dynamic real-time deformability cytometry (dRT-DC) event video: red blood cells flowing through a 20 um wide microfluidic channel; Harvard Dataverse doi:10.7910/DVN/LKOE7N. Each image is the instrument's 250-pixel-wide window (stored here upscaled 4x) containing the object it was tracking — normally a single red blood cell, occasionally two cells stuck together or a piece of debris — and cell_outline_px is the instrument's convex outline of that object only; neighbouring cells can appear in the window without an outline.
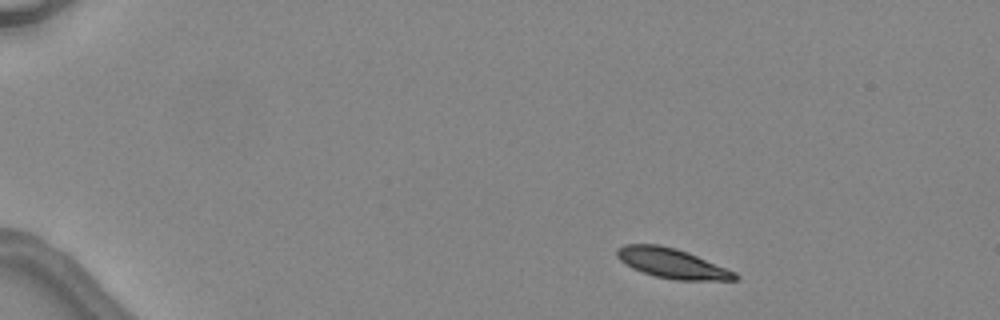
{"species": "common noctule bat (a hibernating species)", "species_latin": "Nyctalus noctula", "temperature_condition": "warm", "stored_images_in_passage": 3, "camera_frame_rate_fps": 3000, "um_per_image_px": 0.085, "animal": {"sex": "female", "body_mass_g": 24.6, "forearm_length_mm": 56.2}, "frame": {"image": 1, "passage_image": 1, "time_ms": 0.0, "image_size_px": [1000, 320], "cell_outline_px": [[740, 276], [736, 280], [676, 280], [656, 276], [632, 268], [620, 260], [616, 256], [616, 248], [624, 244], [660, 244], [676, 248], [688, 252], [736, 272]], "centroid_in_image_um": [57.12, 22.37], "position_along_channel_um": 27.9, "area_um2": 20.52}}